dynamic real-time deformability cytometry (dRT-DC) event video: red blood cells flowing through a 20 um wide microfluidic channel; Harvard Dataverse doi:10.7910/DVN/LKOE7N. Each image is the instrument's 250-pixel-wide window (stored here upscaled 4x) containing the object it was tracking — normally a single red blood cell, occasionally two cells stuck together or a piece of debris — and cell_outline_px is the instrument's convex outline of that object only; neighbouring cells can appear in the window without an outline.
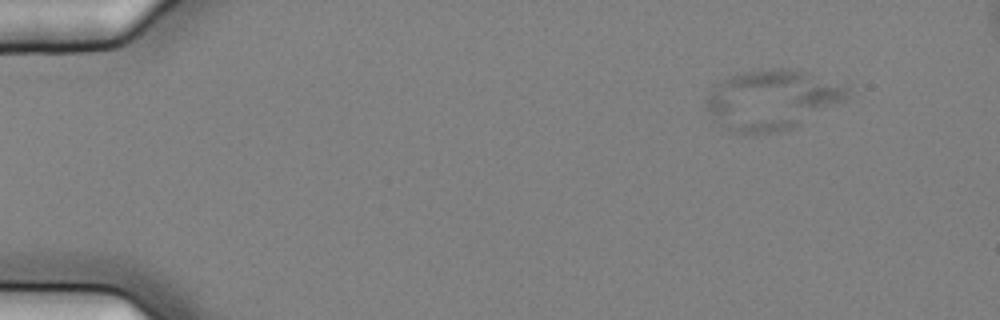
{"species": "common noctule bat (a hibernating species)", "species_latin": "Nyctalus noctula", "temperature_condition": "cold", "stored_images_in_passage": 6, "camera_frame_rate_fps": 3000, "um_per_image_px": 0.085, "animal": {"sex": "female", "body_mass_g": 25.1}, "frame": {"image": 1, "passage_image": 3, "time_ms": 0.667, "image_size_px": [1000, 320], "cell_outline_px": [[848, 96], [844, 100], [792, 128], [776, 132], [732, 132], [704, 104], [712, 88], [716, 84], [732, 76], [744, 72], [768, 68], [788, 68], [848, 80]], "centroid_in_image_um": [65.76, 8.4], "position_along_channel_um": 19.2, "area_um2": 48.78}}